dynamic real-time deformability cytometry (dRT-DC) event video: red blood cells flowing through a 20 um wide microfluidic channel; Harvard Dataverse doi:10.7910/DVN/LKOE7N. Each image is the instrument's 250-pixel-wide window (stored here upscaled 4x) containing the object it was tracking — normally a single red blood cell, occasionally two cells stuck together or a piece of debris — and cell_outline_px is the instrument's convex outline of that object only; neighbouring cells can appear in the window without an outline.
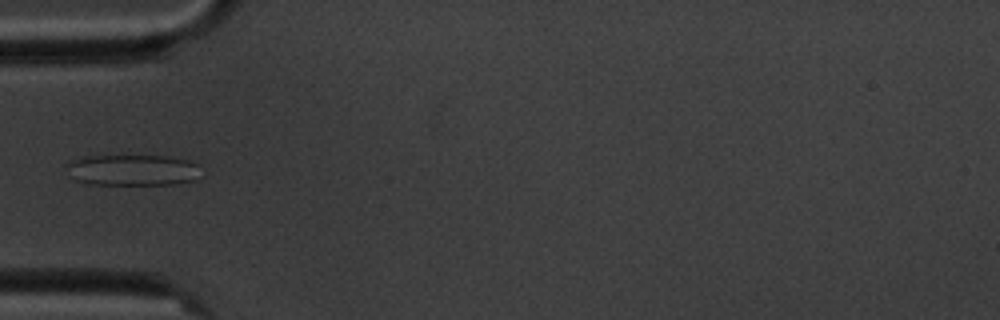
{"species": "common noctule bat (a hibernating species)", "species_latin": "Nyctalus noctula", "temperature_condition": "cold", "stored_images_in_passage": 4, "camera_frame_rate_fps": 3000, "um_per_image_px": 0.085, "animal": {"sex": "male", "body_mass_g": 20.1, "forearm_length_mm": 53.5}, "frame": {"image": 1, "passage_image": 4, "time_ms": 4.333, "image_size_px": [1000, 320], "cell_outline_px": [[204, 176], [200, 180], [176, 184], [88, 184], [76, 180], [72, 176], [68, 164], [68, 160], [80, 156], [168, 156], [188, 160], [200, 164]], "centroid_in_image_um": [11.41, 14.45], "position_along_channel_um": 73.6, "area_um2": 24.85}}